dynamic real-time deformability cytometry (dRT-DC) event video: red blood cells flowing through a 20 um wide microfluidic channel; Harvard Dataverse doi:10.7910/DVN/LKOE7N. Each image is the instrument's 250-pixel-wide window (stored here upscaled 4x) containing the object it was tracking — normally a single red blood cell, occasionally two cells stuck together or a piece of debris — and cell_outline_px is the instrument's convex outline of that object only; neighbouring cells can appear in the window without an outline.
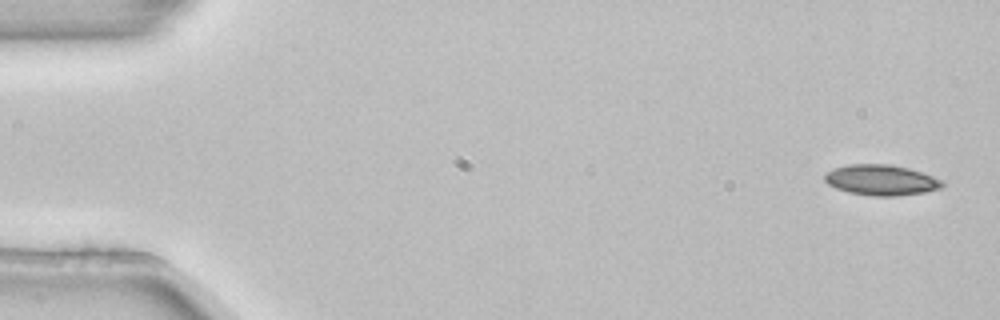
{"species": "common noctule bat (a hibernating species)", "species_latin": "Nyctalus noctula", "temperature_condition": "room temperature", "stored_images_in_passage": 6, "camera_frame_rate_fps": 3000, "um_per_image_px": 0.085, "animal": {"sex": "female", "body_mass_g": 22.7, "forearm_length_mm": 54.2}, "frame": {"image": 1, "passage_image": 1, "time_ms": 0.0, "image_size_px": [1000, 320], "cell_outline_px": [[944, 184], [940, 188], [924, 192], [896, 196], [872, 196], [848, 192], [836, 188], [828, 184], [824, 180], [824, 172], [848, 164], [888, 164], [908, 168], [932, 176], [940, 180]], "centroid_in_image_um": [74.85, 15.3], "position_along_channel_um": 10.2, "area_um2": 20.81}}
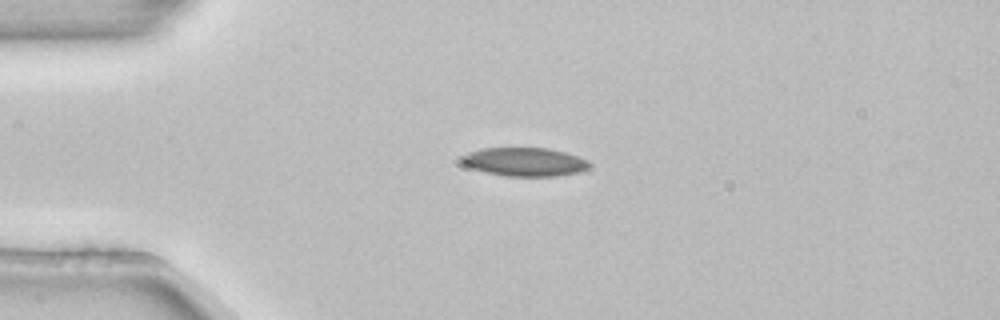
{"frame": {"image": 2, "passage_image": 4, "time_ms": 1.0, "image_size_px": [1000, 320], "cell_outline_px": [[592, 164], [588, 168], [580, 172], [556, 176], [508, 176], [484, 172], [472, 168], [464, 164], [460, 156], [468, 152], [480, 148], [548, 148], [564, 152], [588, 160]], "centroid_in_image_um": [44.59, 13.76], "position_along_channel_um": 40.4, "area_um2": 21.27}}